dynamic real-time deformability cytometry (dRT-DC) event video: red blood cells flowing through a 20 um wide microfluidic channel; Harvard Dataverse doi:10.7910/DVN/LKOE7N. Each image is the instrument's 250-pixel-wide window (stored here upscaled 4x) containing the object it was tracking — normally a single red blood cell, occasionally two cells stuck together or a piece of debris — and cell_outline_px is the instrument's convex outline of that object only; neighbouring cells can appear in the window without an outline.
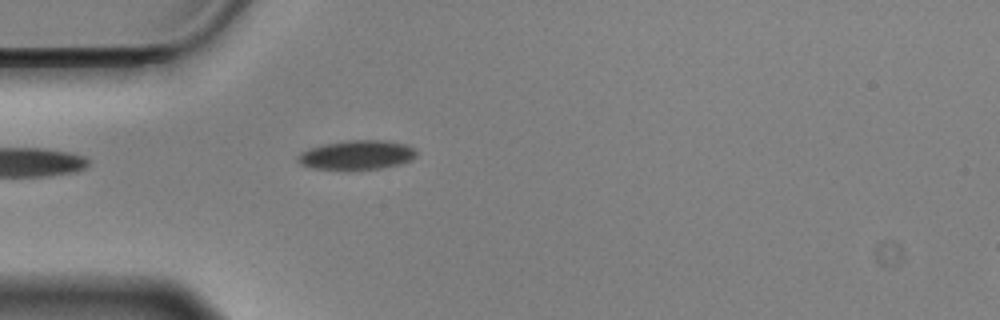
{"species": "Egyptian fruit bat (a non-hibernating species)", "species_latin": "Rousettus aegyptiacus", "temperature_condition": "cold", "stored_images_in_passage": 19, "camera_frame_rate_fps": 3000, "um_per_image_px": 0.085, "animal": {"sex": "male"}, "frame": {"image": 1, "passage_image": 1, "time_ms": 0.0, "image_size_px": [1000, 320], "cell_outline_px": [[416, 156], [412, 160], [400, 164], [380, 168], [344, 172], [312, 168], [300, 164], [296, 160], [296, 156], [300, 152], [324, 144], [348, 140], [380, 140], [404, 144], [412, 148], [416, 152]], "centroid_in_image_um": [30.27, 13.22], "position_along_channel_um": 54.7, "area_um2": 20.69}}
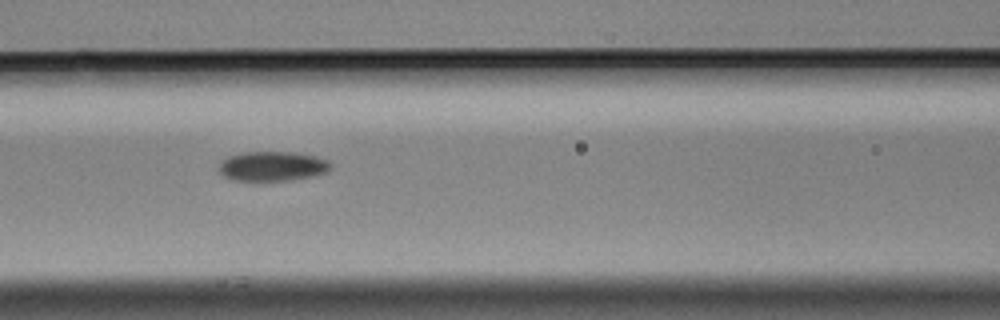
{"frame": {"image": 2, "passage_image": 9, "time_ms": 2.667, "image_size_px": [1000, 320], "cell_outline_px": [[332, 168], [328, 172], [312, 176], [292, 180], [232, 180], [224, 176], [216, 168], [216, 164], [228, 156], [244, 152], [296, 152], [316, 156], [328, 160], [332, 164]], "centroid_in_image_um": [23.15, 14.12], "position_along_channel_um": 143.5, "area_um2": 19.59}}
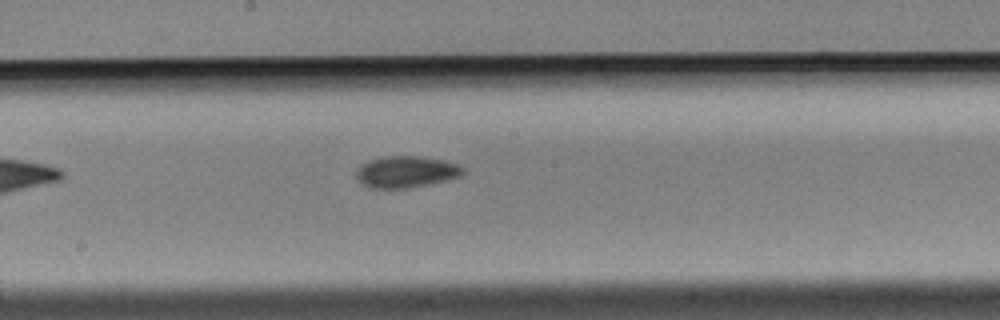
{"frame": {"image": 3, "passage_image": 15, "time_ms": 4.667, "image_size_px": [1000, 320], "cell_outline_px": [[464, 172], [460, 176], [448, 180], [408, 188], [372, 188], [364, 184], [356, 176], [356, 172], [368, 160], [384, 156], [420, 156], [444, 160], [456, 164], [464, 168]], "centroid_in_image_um": [34.55, 14.6], "position_along_channel_um": 213.6, "area_um2": 19.42}}